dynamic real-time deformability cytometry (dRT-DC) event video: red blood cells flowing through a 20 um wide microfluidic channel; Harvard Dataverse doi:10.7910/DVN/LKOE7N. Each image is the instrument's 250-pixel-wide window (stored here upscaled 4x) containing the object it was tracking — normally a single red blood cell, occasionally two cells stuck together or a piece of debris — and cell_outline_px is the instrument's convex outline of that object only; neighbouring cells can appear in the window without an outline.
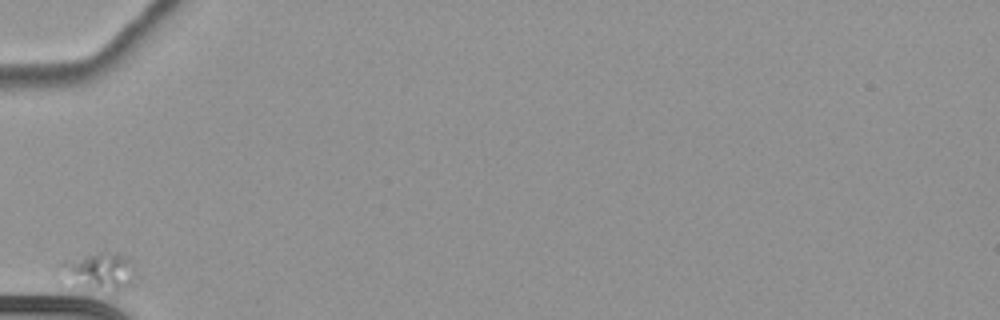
{"species": "common noctule bat (a hibernating species)", "species_latin": "Nyctalus noctula", "temperature_condition": "cold", "stored_images_in_passage": 33, "camera_frame_rate_fps": 3000, "um_per_image_px": 0.085, "animal": {"sex": "female", "body_mass_g": 22.7, "forearm_length_mm": 54.2}, "frame": {"image": 1, "passage_image": 1, "time_ms": 0.0, "image_size_px": [1000, 320], "cell_outline_px": [[132, 284], [128, 288], [120, 292], [112, 292], [84, 284], [64, 272], [60, 264], [64, 260], [100, 252], [116, 252], [124, 256], [128, 260], [132, 280]], "centroid_in_image_um": [8.55, 23.02], "position_along_channel_um": 76.4, "area_um2": 14.85}}
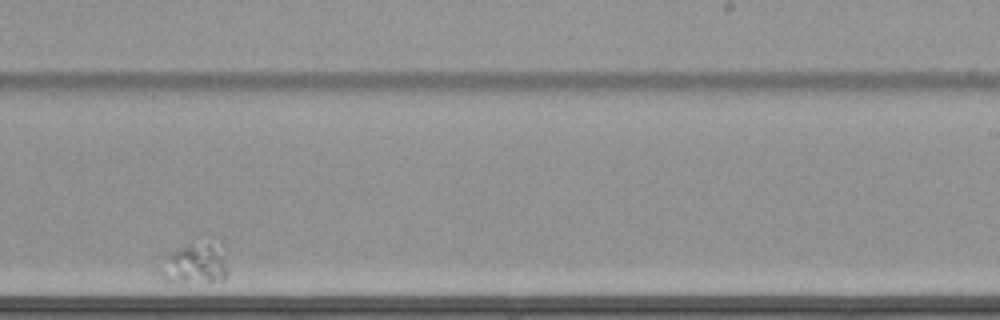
{"frame": {"image": 2, "passage_image": 23, "time_ms": 7.333, "image_size_px": [1000, 320], "cell_outline_px": [[228, 272], [224, 280], [164, 280], [160, 276], [156, 268], [168, 252], [204, 232], [212, 232], [224, 244]], "centroid_in_image_um": [16.65, 22.12], "position_along_channel_um": 272.4, "area_um2": 18.26}}
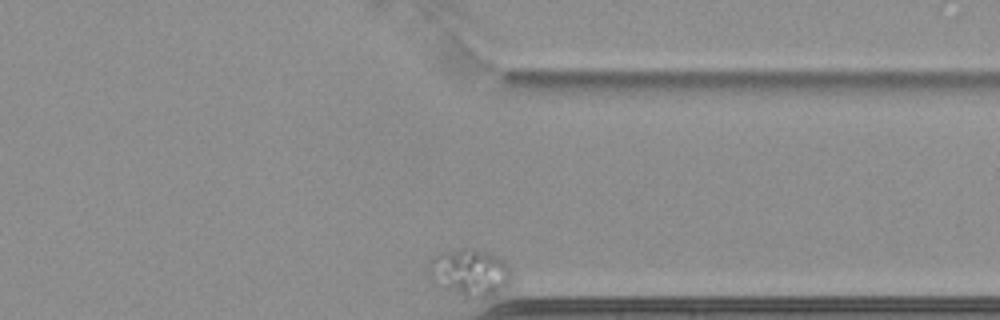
{"frame": {"image": 3, "passage_image": 33, "time_ms": 10.667, "image_size_px": [1000, 320], "cell_outline_px": [[508, 284], [504, 288], [476, 300], [472, 300], [432, 284], [428, 280], [428, 268], [432, 260], [436, 256], [444, 252], [468, 248], [476, 248], [500, 256], [504, 260], [508, 268]], "centroid_in_image_um": [39.87, 23.18], "position_along_channel_um": 371.5, "area_um2": 22.72}}